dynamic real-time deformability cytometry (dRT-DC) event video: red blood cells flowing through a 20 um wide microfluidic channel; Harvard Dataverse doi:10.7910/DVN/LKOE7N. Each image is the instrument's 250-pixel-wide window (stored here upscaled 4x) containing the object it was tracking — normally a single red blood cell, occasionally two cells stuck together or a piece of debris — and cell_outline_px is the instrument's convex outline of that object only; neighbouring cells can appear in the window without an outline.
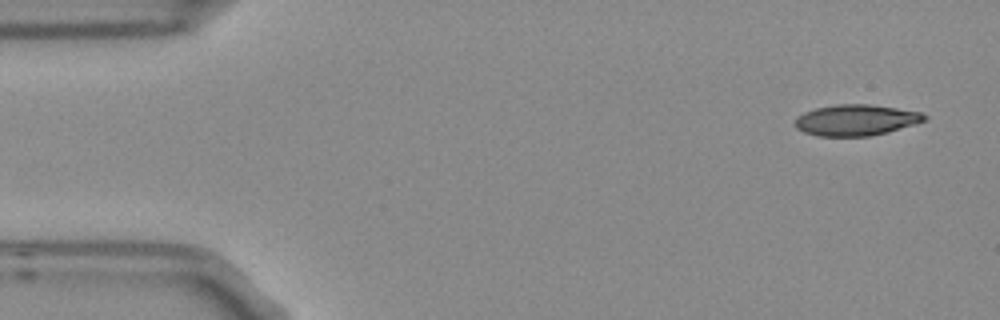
{"species": "Egyptian fruit bat (a non-hibernating species)", "species_latin": "Rousettus aegyptiacus", "temperature_condition": "room temperature", "stored_images_in_passage": 5, "camera_frame_rate_fps": 3000, "um_per_image_px": 0.085, "frame": {"image": 1, "passage_image": 5, "time_ms": 1.333, "image_size_px": [1000, 320], "cell_outline_px": [[928, 120], [888, 132], [868, 136], [816, 136], [804, 132], [796, 128], [792, 124], [796, 116], [804, 112], [816, 108], [836, 104], [868, 104], [896, 108], [920, 112], [928, 116]], "centroid_in_image_um": [72.72, 10.21], "position_along_channel_um": 12.3, "area_um2": 23.58}}